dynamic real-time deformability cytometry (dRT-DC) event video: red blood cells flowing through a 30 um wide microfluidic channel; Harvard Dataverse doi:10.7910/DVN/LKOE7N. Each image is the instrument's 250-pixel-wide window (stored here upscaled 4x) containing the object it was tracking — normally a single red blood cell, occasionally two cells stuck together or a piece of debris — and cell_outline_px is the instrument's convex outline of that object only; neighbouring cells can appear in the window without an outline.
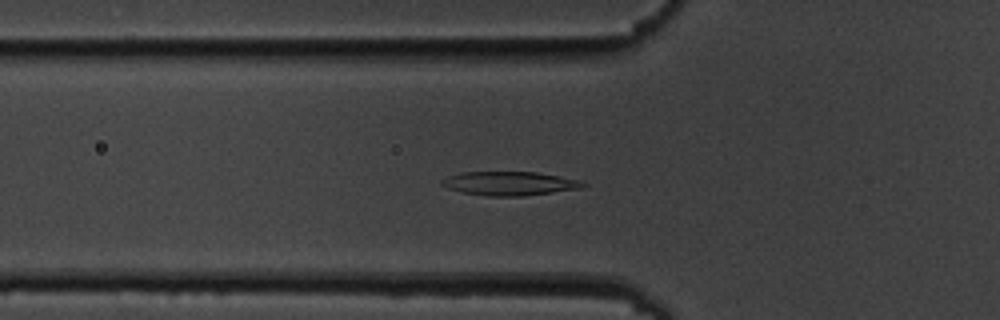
{"species": "common noctule bat (a hibernating species)", "species_latin": "Nyctalus noctula", "temperature_condition": "cold", "stored_images_in_passage": 57, "camera_frame_rate_fps": 3000, "um_per_image_px": 0.085, "animal": {"sex": "male", "body_mass_g": 19.5, "forearm_length_mm": 54.6}, "frame": {"image": 1, "passage_image": 20, "time_ms": 6.333, "image_size_px": [1000, 320], "cell_outline_px": [[588, 184], [580, 188], [524, 196], [488, 196], [464, 192], [448, 188], [440, 184], [440, 180], [448, 176], [460, 172], [536, 172], [560, 176], [580, 180]], "centroid_in_image_um": [43.3, 15.59], "position_along_channel_um": 82.5, "area_um2": 19.54}}
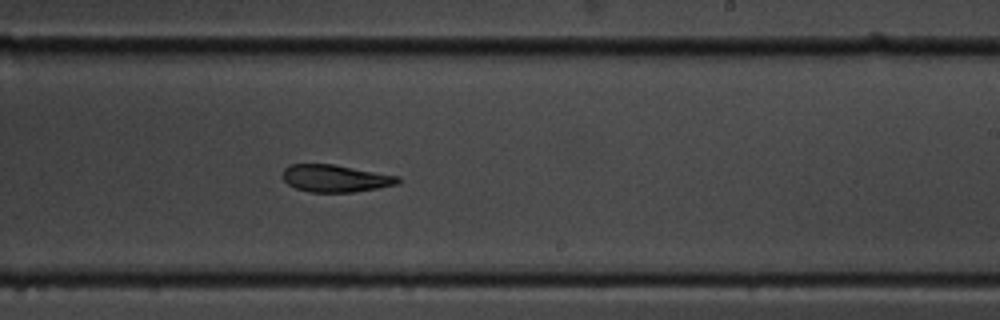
{"frame": {"image": 2, "passage_image": 35, "time_ms": 11.333, "image_size_px": [1000, 320], "cell_outline_px": [[400, 184], [352, 192], [308, 192], [296, 188], [288, 184], [284, 180], [284, 168], [292, 164], [332, 164], [400, 176]], "centroid_in_image_um": [28.53, 15.16], "position_along_channel_um": 260.5, "area_um2": 18.21}}
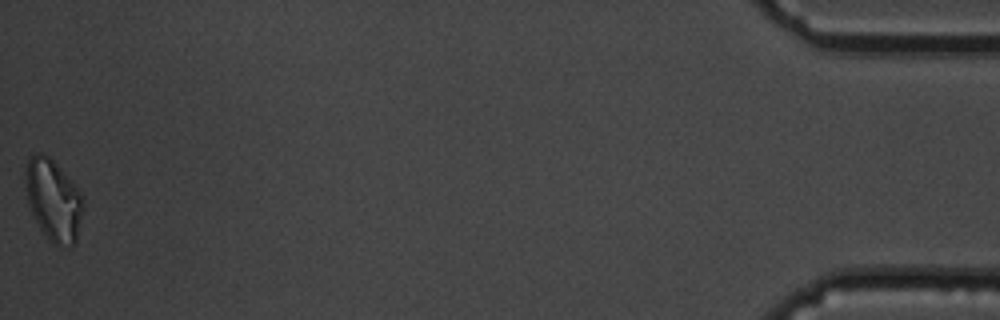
{"frame": {"image": 3, "passage_image": 57, "time_ms": 18.667, "image_size_px": [1000, 320], "cell_outline_px": [[84, 208], [76, 244], [72, 248], [60, 248], [52, 244], [48, 240], [40, 228], [28, 204], [24, 176], [24, 172], [28, 156], [36, 152], [40, 152], [48, 156], [72, 180], [84, 196]], "centroid_in_image_um": [4.56, 17.04], "position_along_channel_um": 430.6, "area_um2": 28.26}, "authors_computed_cell_mechanics": {"area_um2": 19.941, "velocity_mm_per_s": 3.5643, "shape_relaxation_time_tau1_ms": null, "shape_relaxation_time_tau2_ms": 5.0298, "deformation_change_tau1": null, "deformation_change_tau2": 0.1189}}